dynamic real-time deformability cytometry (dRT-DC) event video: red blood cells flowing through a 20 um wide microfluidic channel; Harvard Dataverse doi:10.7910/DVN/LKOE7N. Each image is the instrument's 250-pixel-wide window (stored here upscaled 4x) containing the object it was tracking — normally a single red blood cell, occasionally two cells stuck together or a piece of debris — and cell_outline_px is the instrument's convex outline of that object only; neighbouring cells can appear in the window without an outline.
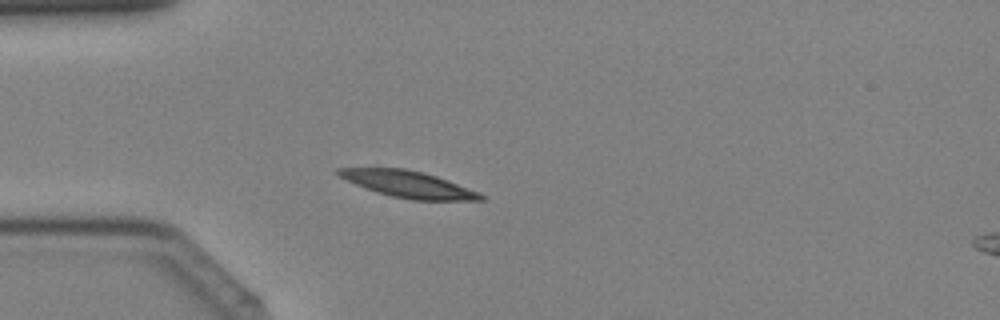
{"species": "Egyptian fruit bat (a non-hibernating species)", "species_latin": "Rousettus aegyptiacus", "temperature_condition": "cold", "stored_images_in_passage": 39, "camera_frame_rate_fps": 3000, "um_per_image_px": 0.085, "animal": {"sex": "female"}, "frame": {"image": 1, "passage_image": 9, "time_ms": 2.667, "image_size_px": [1000, 320], "cell_outline_px": [[488, 196], [484, 200], [412, 200], [392, 196], [376, 192], [356, 184], [340, 176], [336, 172], [336, 168], [376, 164], [404, 168], [436, 176], [448, 180], [480, 192]], "centroid_in_image_um": [34.63, 15.6], "position_along_channel_um": 50.4, "area_um2": 22.83}}
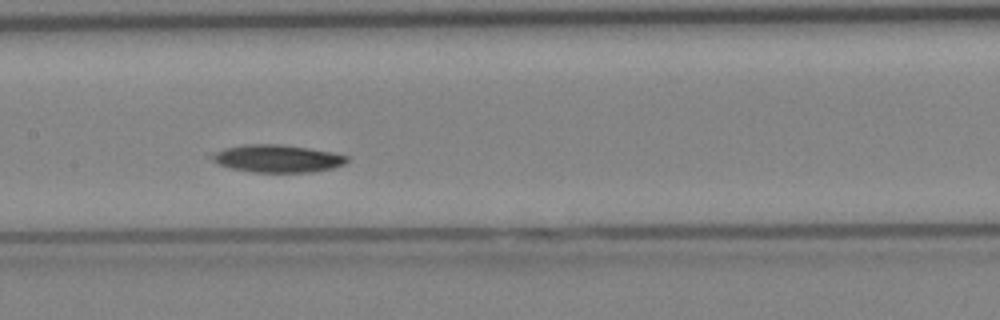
{"frame": {"image": 2, "passage_image": 18, "time_ms": 5.667, "image_size_px": [1000, 320], "cell_outline_px": [[348, 160], [344, 164], [332, 168], [312, 172], [252, 172], [232, 168], [216, 164], [208, 156], [224, 148], [248, 144], [280, 144], [332, 152], [348, 156]], "centroid_in_image_um": [23.54, 13.48], "position_along_channel_um": 183.9, "area_um2": 21.62}}
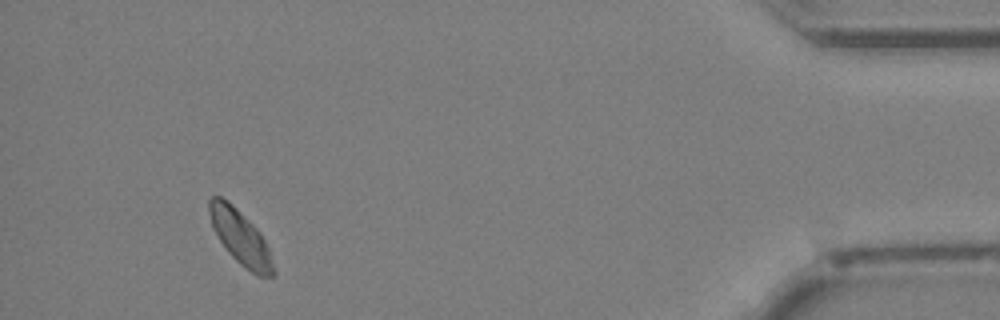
{"frame": {"image": 3, "passage_image": 36, "time_ms": 11.667, "image_size_px": [1000, 320], "cell_outline_px": [[276, 272], [272, 276], [260, 276], [244, 268], [228, 252], [212, 228], [208, 212], [208, 200], [212, 196], [220, 196], [228, 200], [260, 232], [268, 248]], "centroid_in_image_um": [20.41, 20.16], "position_along_channel_um": 414.8, "area_um2": 20.11}}